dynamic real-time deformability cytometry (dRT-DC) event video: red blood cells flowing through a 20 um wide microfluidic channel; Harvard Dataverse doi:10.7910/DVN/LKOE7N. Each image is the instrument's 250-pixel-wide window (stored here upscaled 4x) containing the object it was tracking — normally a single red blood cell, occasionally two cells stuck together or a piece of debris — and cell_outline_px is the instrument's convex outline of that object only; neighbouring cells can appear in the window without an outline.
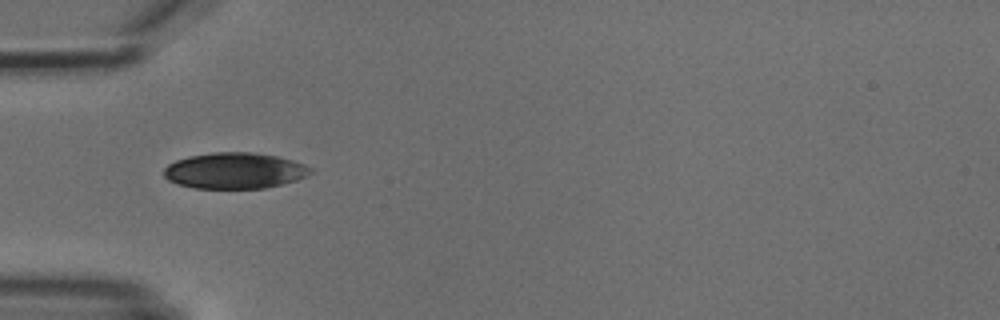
{"species": "common noctule bat (a hibernating species)", "species_latin": "Nyctalus noctula", "temperature_condition": "cold", "stored_images_in_passage": 4, "camera_frame_rate_fps": 3000, "um_per_image_px": 0.085, "animal": {"sex": "male", "body_mass_g": 18.8}, "frame": {"image": 1, "passage_image": 1, "time_ms": 0.0, "image_size_px": [1000, 320], "cell_outline_px": [[312, 172], [308, 176], [296, 180], [264, 188], [196, 188], [180, 184], [168, 180], [164, 176], [164, 168], [168, 164], [176, 160], [188, 156], [212, 152], [252, 152], [276, 156], [292, 160], [304, 164], [312, 168]], "centroid_in_image_um": [19.95, 14.5], "position_along_channel_um": 65.1, "area_um2": 30.69}}
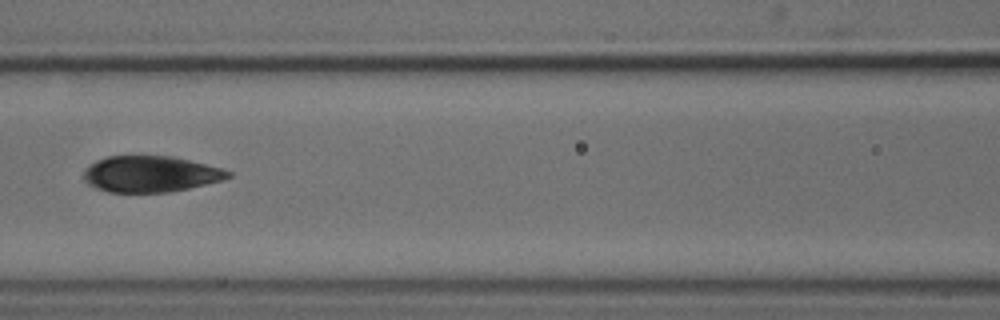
{"frame": {"image": 2, "passage_image": 3, "time_ms": 2.333, "image_size_px": [1000, 320], "cell_outline_px": [[232, 176], [224, 180], [188, 188], [168, 192], [108, 192], [96, 188], [88, 184], [84, 180], [84, 172], [88, 164], [96, 160], [108, 156], [172, 156], [220, 168], [232, 172]], "centroid_in_image_um": [12.77, 14.79], "position_along_channel_um": 153.8, "area_um2": 30.35}}
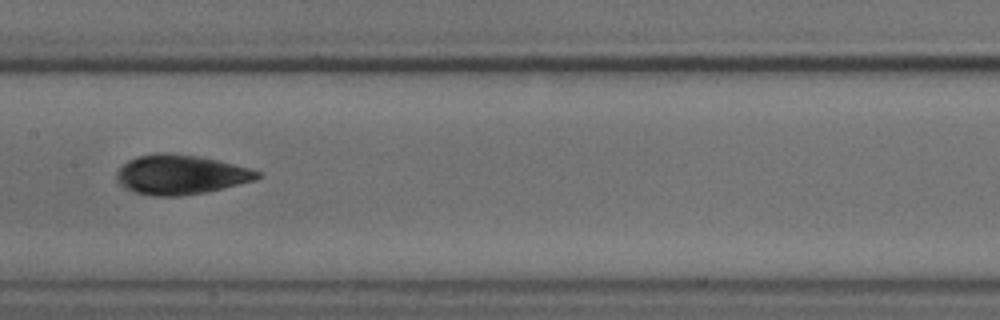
{"frame": {"image": 3, "passage_image": 4, "time_ms": 3.333, "image_size_px": [1000, 320], "cell_outline_px": [[264, 176], [256, 180], [204, 192], [176, 196], [152, 196], [136, 192], [124, 188], [116, 180], [116, 172], [128, 160], [140, 156], [160, 152], [164, 152], [196, 156], [216, 160], [264, 172]], "centroid_in_image_um": [15.36, 14.85], "position_along_channel_um": 192.0, "area_um2": 32.19}}